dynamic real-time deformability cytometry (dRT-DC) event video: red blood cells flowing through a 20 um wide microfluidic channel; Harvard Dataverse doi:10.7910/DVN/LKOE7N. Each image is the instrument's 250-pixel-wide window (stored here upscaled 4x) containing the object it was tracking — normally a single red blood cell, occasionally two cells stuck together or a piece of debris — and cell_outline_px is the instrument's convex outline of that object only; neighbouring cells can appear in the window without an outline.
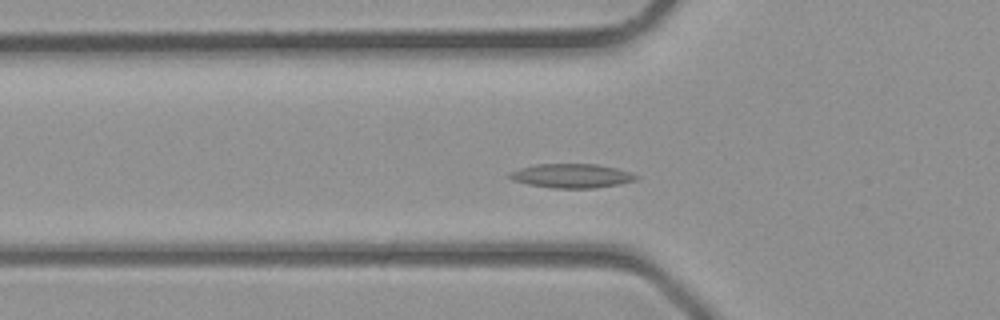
{"species": "common noctule bat (a hibernating species)", "species_latin": "Nyctalus noctula", "temperature_condition": "room temperature", "stored_images_in_passage": 31, "camera_frame_rate_fps": 3000, "um_per_image_px": 0.085, "animal": {"sex": "male", "body_mass_g": 23.1, "forearm_length_mm": 52.7}, "frame": {"image": 1, "passage_image": 9, "time_ms": 2.667, "image_size_px": [1000, 320], "cell_outline_px": [[640, 176], [636, 180], [620, 184], [596, 188], [552, 188], [528, 184], [512, 180], [508, 176], [508, 172], [520, 168], [536, 164], [596, 164], [616, 168], [632, 172]], "centroid_in_image_um": [48.61, 14.94], "position_along_channel_um": 77.2, "area_um2": 17.92}}
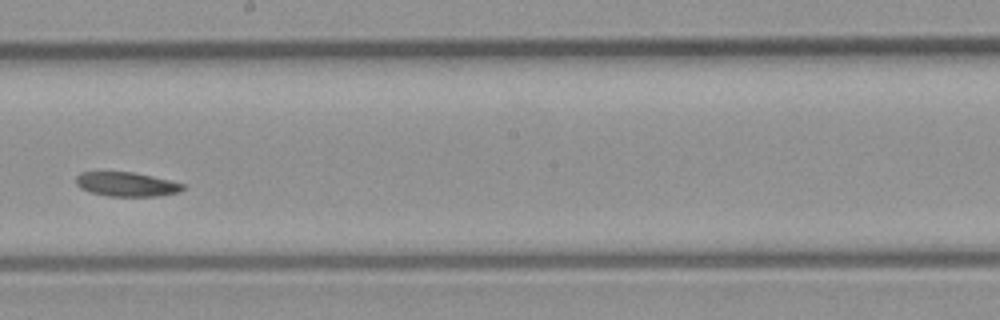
{"frame": {"image": 2, "passage_image": 18, "time_ms": 5.667, "image_size_px": [1000, 320], "cell_outline_px": [[184, 188], [180, 192], [156, 196], [108, 196], [92, 192], [80, 188], [76, 184], [76, 176], [80, 172], [132, 172], [152, 176], [184, 184]], "centroid_in_image_um": [10.74, 15.66], "position_along_channel_um": 237.5, "area_um2": 14.97}}
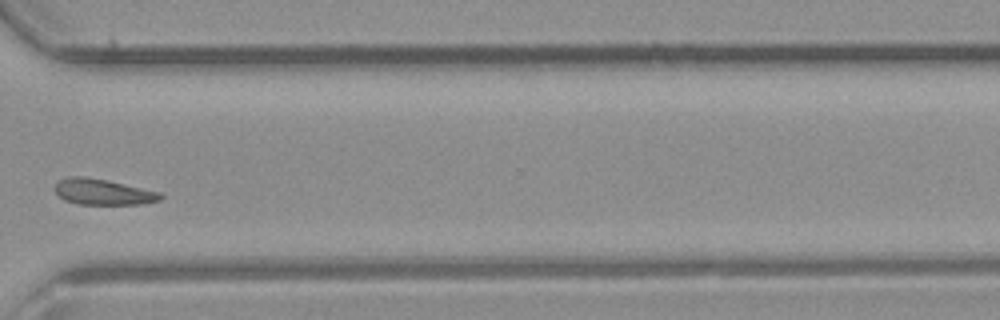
{"frame": {"image": 3, "passage_image": 25, "time_ms": 8.0, "image_size_px": [1000, 320], "cell_outline_px": [[164, 196], [160, 200], [140, 204], [80, 204], [64, 200], [52, 188], [56, 180], [68, 176], [84, 176], [108, 180], [160, 192]], "centroid_in_image_um": [8.7, 16.29], "position_along_channel_um": 361.9, "area_um2": 16.07}}